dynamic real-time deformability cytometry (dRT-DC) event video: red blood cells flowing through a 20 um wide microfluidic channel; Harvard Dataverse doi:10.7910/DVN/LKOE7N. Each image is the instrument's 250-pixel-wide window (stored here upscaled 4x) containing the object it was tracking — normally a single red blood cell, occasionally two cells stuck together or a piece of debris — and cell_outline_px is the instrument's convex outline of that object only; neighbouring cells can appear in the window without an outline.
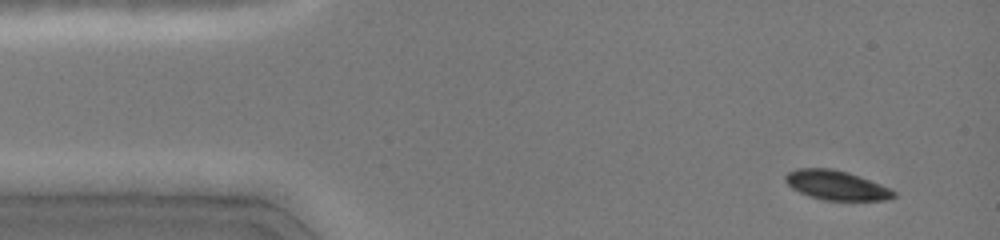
{"species": "common noctule bat (a hibernating species)", "species_latin": "Nyctalus noctula", "temperature_condition": "cold", "stored_images_in_passage": 38, "camera_frame_rate_fps": 3000, "um_per_image_px": 0.085, "animal": {"sex": "female", "body_mass_g": 19.0, "forearm_length_mm": 51.5}, "frame": {"image": 1, "passage_image": 6, "time_ms": 1.0, "image_size_px": [1000, 240], "cell_outline_px": [[896, 196], [888, 200], [824, 200], [800, 192], [792, 188], [784, 180], [784, 176], [788, 172], [800, 168], [832, 168], [848, 172], [880, 184], [896, 192]], "centroid_in_image_um": [71.09, 15.74], "position_along_channel_um": 13.9, "area_um2": 18.38}}